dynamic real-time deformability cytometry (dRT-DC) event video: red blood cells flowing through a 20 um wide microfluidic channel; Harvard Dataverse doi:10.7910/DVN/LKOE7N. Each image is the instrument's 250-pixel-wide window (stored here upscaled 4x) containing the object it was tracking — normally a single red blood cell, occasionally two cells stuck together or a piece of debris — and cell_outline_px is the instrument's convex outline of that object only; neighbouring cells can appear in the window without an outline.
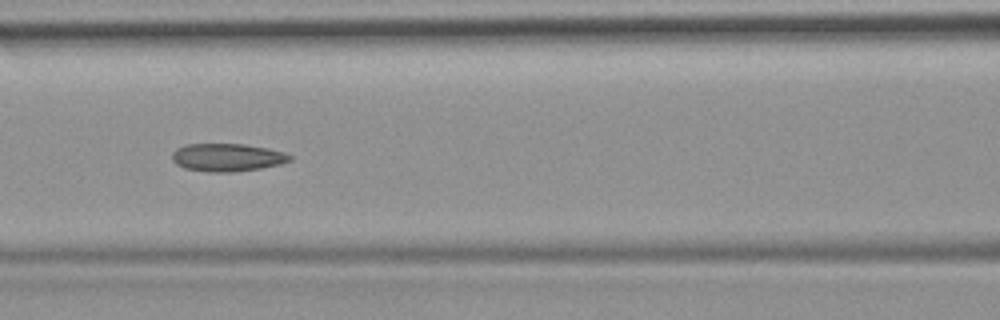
{"species": "common noctule bat (a hibernating species)", "species_latin": "Nyctalus noctula", "temperature_condition": "room temperature", "stored_images_in_passage": 51, "camera_frame_rate_fps": 3000, "um_per_image_px": 0.085, "animal": {"sex": "female", "body_mass_g": 19.9}, "frame": {"image": 1, "passage_image": 22, "time_ms": 7.0, "image_size_px": [1000, 320], "cell_outline_px": [[292, 160], [280, 164], [260, 168], [232, 172], [208, 172], [184, 168], [176, 164], [172, 160], [172, 152], [176, 148], [188, 144], [244, 144], [268, 148], [284, 152], [292, 156]], "centroid_in_image_um": [19.3, 13.38], "position_along_channel_um": 147.3, "area_um2": 19.19}, "authors_computed_cell_mechanics": {"area_um2": 19.7676, "velocity_mm_per_s": 3.9232, "shape_relaxation_time_tau1_ms": null, "shape_relaxation_time_tau2_ms": 2.9533, "deformation_change_tau1": null, "deformation_change_tau2": 0.0835}}